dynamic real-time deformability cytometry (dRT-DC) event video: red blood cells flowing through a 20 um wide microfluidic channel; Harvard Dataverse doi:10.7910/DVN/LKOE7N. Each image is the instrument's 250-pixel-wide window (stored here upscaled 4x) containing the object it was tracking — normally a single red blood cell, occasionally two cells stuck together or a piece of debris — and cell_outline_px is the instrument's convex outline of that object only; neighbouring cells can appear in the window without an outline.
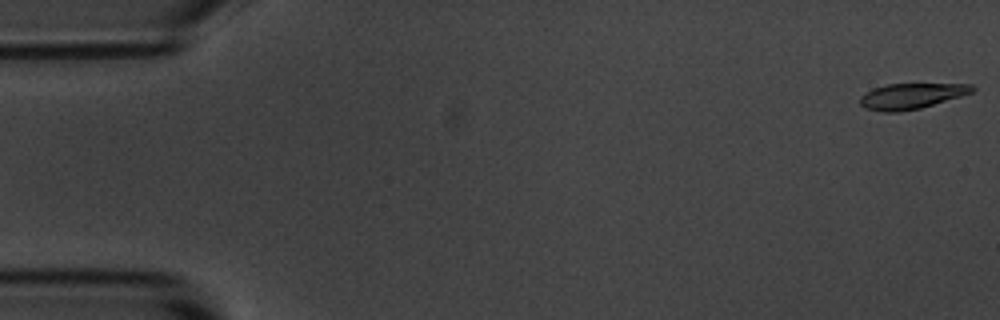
{"species": "common noctule bat (a hibernating species)", "species_latin": "Nyctalus noctula", "temperature_condition": "room temperature", "stored_images_in_passage": 55, "camera_frame_rate_fps": 3000, "um_per_image_px": 0.085, "animal": {"sex": "male", "body_mass_g": 20.1, "forearm_length_mm": 53.5}, "frame": {"image": 1, "passage_image": 1, "time_ms": 0.0, "image_size_px": [1000, 320], "cell_outline_px": [[976, 88], [972, 92], [960, 96], [920, 108], [900, 112], [880, 112], [868, 108], [860, 104], [860, 96], [876, 88], [888, 84], [972, 84]], "centroid_in_image_um": [77.48, 8.17], "position_along_channel_um": 7.5, "area_um2": 16.42}}
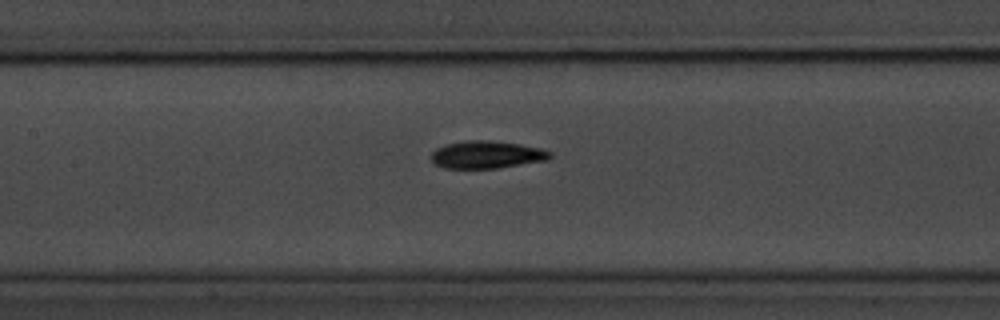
{"frame": {"image": 2, "passage_image": 25, "time_ms": 8.0, "image_size_px": [1000, 320], "cell_outline_px": [[552, 156], [548, 160], [496, 168], [444, 168], [436, 164], [432, 160], [432, 152], [436, 148], [448, 144], [464, 140], [488, 140], [520, 144], [540, 148], [552, 152]], "centroid_in_image_um": [41.39, 13.14], "position_along_channel_um": 166.0, "area_um2": 18.96}}
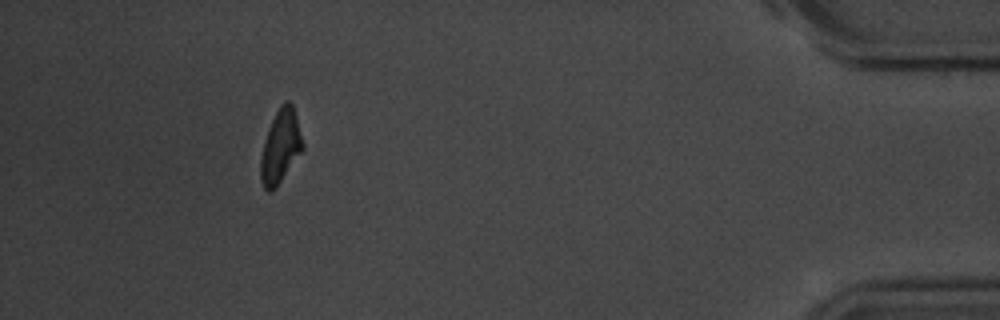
{"frame": {"image": 3, "passage_image": 50, "time_ms": 16.333, "image_size_px": [1000, 320], "cell_outline_px": [[304, 148], [276, 188], [268, 192], [264, 188], [260, 180], [260, 156], [264, 140], [268, 128], [280, 104], [284, 100], [288, 100], [292, 104], [304, 144]], "centroid_in_image_um": [23.82, 12.46], "position_along_channel_um": 411.4, "area_um2": 18.03}, "authors_computed_cell_mechanics": {"area_um2": 18.3226, "velocity_mm_per_s": 3.6697, "shape_relaxation_time_tau1_ms": 2.5872, "shape_relaxation_time_tau2_ms": 7.7114, "deformation_change_tau1": 0.1328, "deformation_change_tau2": 0.1319}}